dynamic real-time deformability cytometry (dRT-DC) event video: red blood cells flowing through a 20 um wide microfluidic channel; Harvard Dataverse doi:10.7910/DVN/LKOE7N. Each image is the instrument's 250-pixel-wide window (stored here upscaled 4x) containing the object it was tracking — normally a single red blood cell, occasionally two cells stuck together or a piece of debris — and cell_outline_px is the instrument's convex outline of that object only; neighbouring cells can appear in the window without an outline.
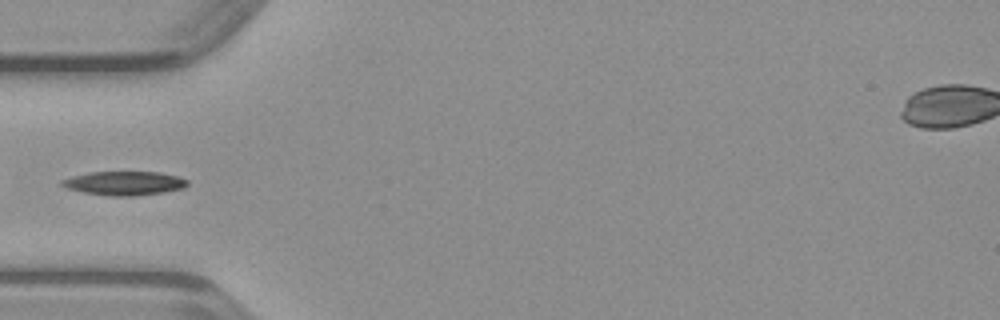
{"species": "common noctule bat (a hibernating species)", "species_latin": "Nyctalus noctula", "temperature_condition": "warm", "stored_images_in_passage": 34, "camera_frame_rate_fps": 3000, "um_per_image_px": 0.085, "animal": {"sex": "male", "body_mass_g": 23.1, "forearm_length_mm": 52.7}, "frame": {"image": 1, "passage_image": 1, "time_ms": 0.0, "image_size_px": [1000, 320], "cell_outline_px": [[188, 184], [184, 188], [164, 192], [136, 196], [112, 196], [84, 192], [68, 188], [60, 184], [60, 180], [72, 176], [92, 172], [160, 172], [176, 176], [188, 180]], "centroid_in_image_um": [10.58, 15.57], "position_along_channel_um": 74.4, "area_um2": 17.4}}
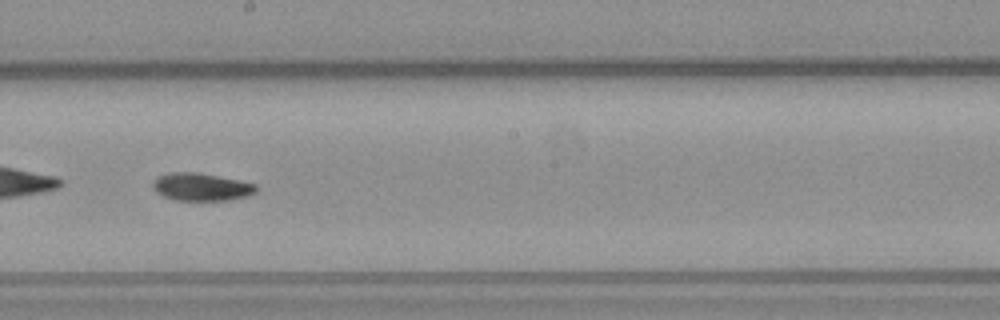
{"frame": {"image": 2, "passage_image": 12, "time_ms": 3.667, "image_size_px": [1000, 320], "cell_outline_px": [[256, 192], [248, 196], [228, 200], [176, 200], [164, 196], [156, 192], [152, 188], [152, 180], [156, 176], [168, 172], [200, 172], [240, 180], [256, 184]], "centroid_in_image_um": [17.08, 15.87], "position_along_channel_um": 231.1, "area_um2": 16.94}}
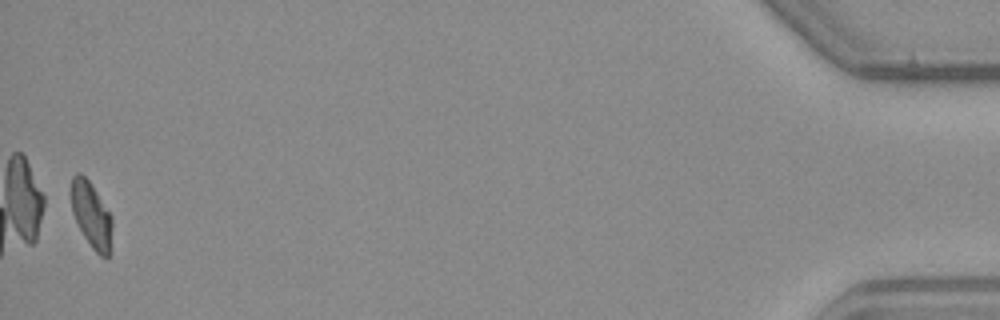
{"frame": {"image": 3, "passage_image": 33, "time_ms": 10.667, "image_size_px": [1000, 320], "cell_outline_px": [[112, 252], [108, 256], [100, 256], [92, 248], [84, 236], [72, 212], [68, 192], [72, 176], [76, 172], [80, 172], [88, 180], [112, 216]], "centroid_in_image_um": [7.75, 18.26], "position_along_channel_um": 427.5, "area_um2": 16.13}}